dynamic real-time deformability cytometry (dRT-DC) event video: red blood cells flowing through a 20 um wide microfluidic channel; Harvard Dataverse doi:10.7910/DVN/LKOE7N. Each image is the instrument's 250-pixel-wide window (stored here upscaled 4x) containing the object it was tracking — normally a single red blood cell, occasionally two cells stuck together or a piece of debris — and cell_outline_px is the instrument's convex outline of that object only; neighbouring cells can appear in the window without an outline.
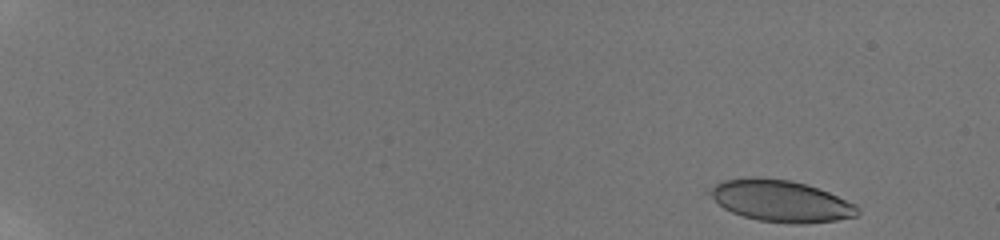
{"species": "human", "species_latin": "Homo sapiens", "temperature_condition": "room temperature", "stored_images_in_passage": 29, "camera_frame_rate_fps": 3000, "um_per_image_px": 0.085, "donor": {"sex": "male"}, "frame": {"image": 1, "passage_image": 2, "time_ms": 0.333, "image_size_px": [1000, 240], "cell_outline_px": [[860, 212], [856, 216], [836, 220], [804, 224], [788, 224], [756, 220], [732, 212], [724, 208], [704, 192], [716, 184], [724, 180], [744, 176], [760, 176], [788, 180], [804, 184], [828, 192], [856, 204], [860, 208]], "centroid_in_image_um": [66.33, 17.07], "position_along_channel_um": 18.7, "area_um2": 36.18}}
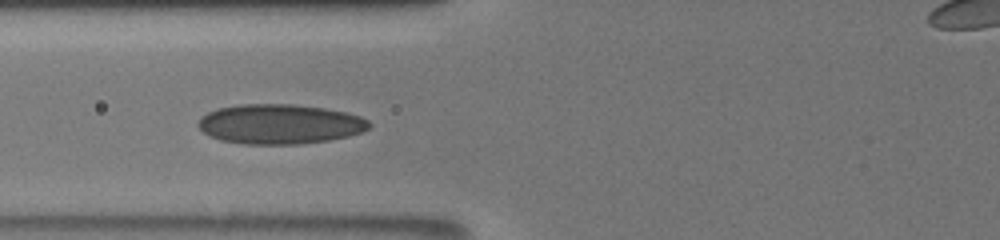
{"frame": {"image": 2, "passage_image": 21, "time_ms": 7.333, "image_size_px": [1000, 240], "cell_outline_px": [[372, 124], [368, 128], [360, 132], [348, 136], [328, 140], [296, 144], [244, 144], [220, 140], [204, 132], [196, 124], [200, 116], [216, 108], [240, 104], [292, 104], [324, 108], [344, 112], [360, 116], [368, 120]], "centroid_in_image_um": [23.75, 10.54], "position_along_channel_um": 102.1, "area_um2": 39.59}}
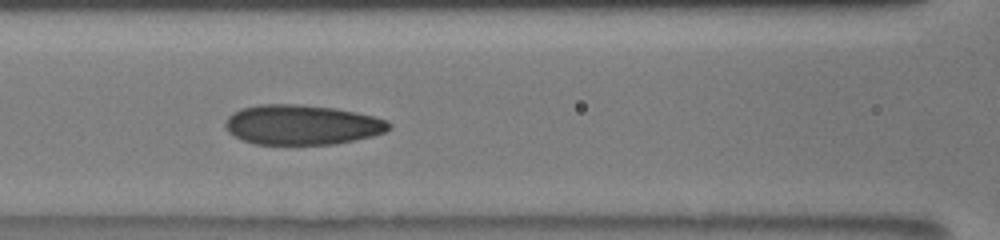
{"frame": {"image": 3, "passage_image": 24, "time_ms": 8.333, "image_size_px": [1000, 240], "cell_outline_px": [[392, 128], [384, 132], [372, 136], [336, 144], [256, 144], [240, 140], [228, 132], [224, 128], [224, 124], [228, 116], [232, 112], [240, 108], [260, 104], [300, 104], [336, 108], [356, 112], [388, 120], [392, 124]], "centroid_in_image_um": [25.64, 10.6], "position_along_channel_um": 141.0, "area_um2": 38.44}}